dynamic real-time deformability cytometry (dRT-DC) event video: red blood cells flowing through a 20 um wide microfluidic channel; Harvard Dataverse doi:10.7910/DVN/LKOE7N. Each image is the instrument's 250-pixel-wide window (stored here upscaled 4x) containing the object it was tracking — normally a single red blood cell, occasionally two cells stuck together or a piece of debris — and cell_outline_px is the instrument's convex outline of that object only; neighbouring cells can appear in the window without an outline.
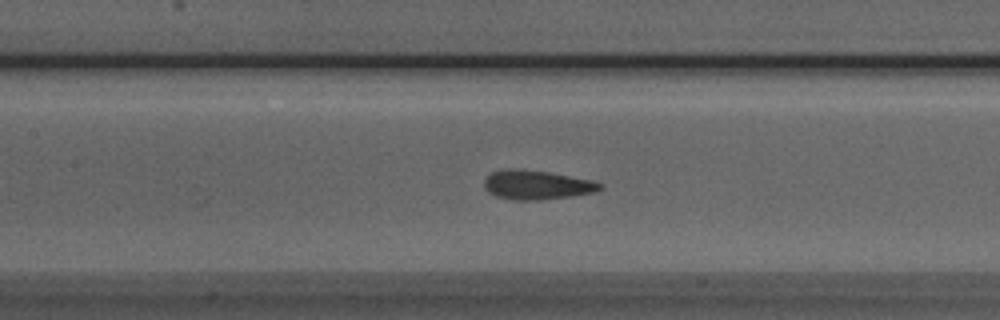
{"species": "Egyptian fruit bat (a non-hibernating species)", "species_latin": "Rousettus aegyptiacus", "temperature_condition": "room temperature", "stored_images_in_passage": 38, "camera_frame_rate_fps": 3000, "um_per_image_px": 0.085, "animal": {"sex": "male"}, "frame": {"image": 1, "passage_image": 10, "time_ms": 3.0, "image_size_px": [1000, 320], "cell_outline_px": [[604, 188], [596, 192], [572, 196], [540, 200], [512, 200], [496, 196], [488, 192], [484, 188], [484, 180], [492, 172], [508, 168], [520, 168], [548, 172], [592, 180], [604, 184]], "centroid_in_image_um": [45.64, 15.72], "position_along_channel_um": 161.8, "area_um2": 19.94}}
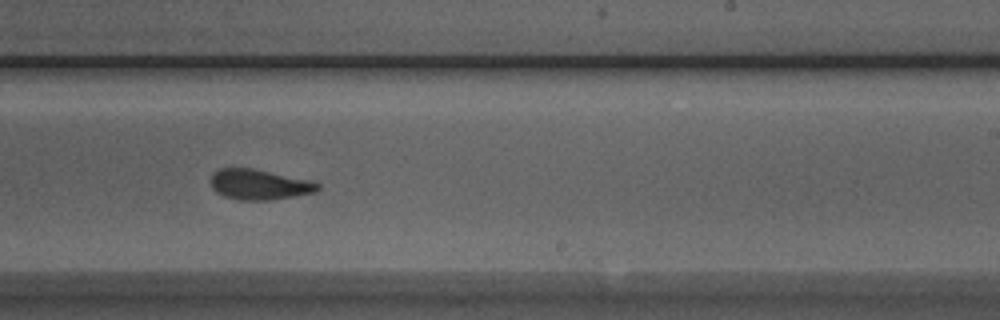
{"frame": {"image": 2, "passage_image": 18, "time_ms": 5.667, "image_size_px": [1000, 320], "cell_outline_px": [[320, 188], [316, 192], [272, 200], [236, 200], [224, 196], [216, 192], [212, 188], [212, 172], [220, 168], [252, 168], [312, 180], [320, 184]], "centroid_in_image_um": [22.06, 15.68], "position_along_channel_um": 266.9, "area_um2": 19.07}}
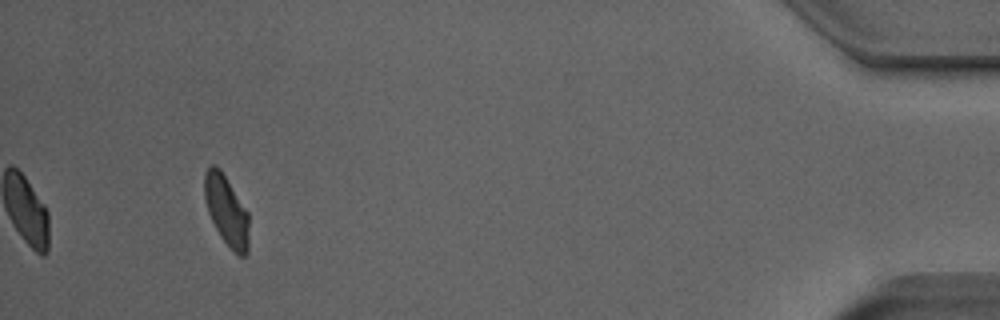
{"frame": {"image": 3, "passage_image": 35, "time_ms": 11.333, "image_size_px": [1000, 320], "cell_outline_px": [[248, 252], [244, 256], [240, 256], [220, 236], [208, 212], [204, 196], [204, 176], [208, 168], [212, 164], [216, 164], [220, 168], [248, 212]], "centroid_in_image_um": [19.24, 17.86], "position_along_channel_um": 416.0, "area_um2": 17.86}, "authors_computed_cell_mechanics": {"area_um2": 19.2474, "velocity_mm_per_s": 3.9621, "shape_relaxation_time_tau1_ms": 5.0035, "shape_relaxation_time_tau2_ms": 1.4082, "deformation_change_tau1": 0.1161, "deformation_change_tau2": 0.0499}}